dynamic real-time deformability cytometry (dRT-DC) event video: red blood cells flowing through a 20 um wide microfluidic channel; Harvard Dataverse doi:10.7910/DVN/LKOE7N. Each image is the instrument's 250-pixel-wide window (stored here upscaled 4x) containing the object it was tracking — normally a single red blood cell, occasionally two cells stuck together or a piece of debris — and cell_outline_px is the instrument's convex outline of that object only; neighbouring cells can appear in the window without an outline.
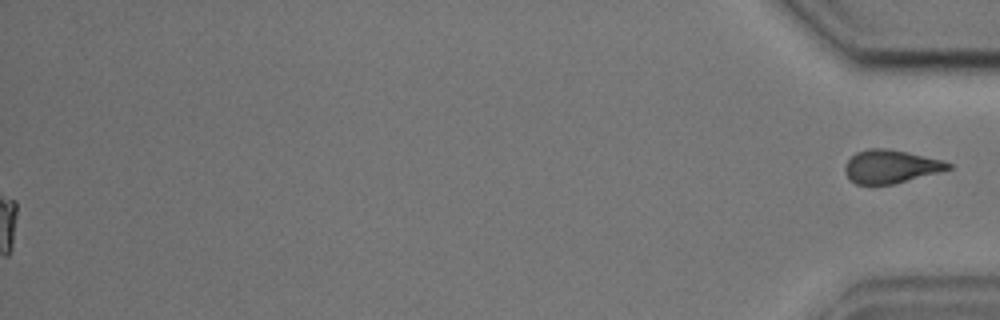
{"species": "common noctule bat (a hibernating species)", "species_latin": "Nyctalus noctula", "temperature_condition": "cold", "stored_images_in_passage": 56, "segment_of_instrument_passage": [2, 2], "camera_frame_rate_fps": 3000, "um_per_image_px": 0.085, "animal": {"sex": "male", "body_mass_g": 17.9, "forearm_length_mm": 54.2}, "frame": {"image": 1, "passage_image": 56, "time_ms": 18.333, "image_size_px": [1000, 320], "cell_outline_px": [[952, 168], [940, 172], [892, 184], [856, 184], [844, 172], [844, 164], [856, 152], [868, 148], [888, 148], [908, 152], [944, 160], [952, 164]], "centroid_in_image_um": [75.72, 14.14], "position_along_channel_um": 359.5, "area_um2": 20.06}}